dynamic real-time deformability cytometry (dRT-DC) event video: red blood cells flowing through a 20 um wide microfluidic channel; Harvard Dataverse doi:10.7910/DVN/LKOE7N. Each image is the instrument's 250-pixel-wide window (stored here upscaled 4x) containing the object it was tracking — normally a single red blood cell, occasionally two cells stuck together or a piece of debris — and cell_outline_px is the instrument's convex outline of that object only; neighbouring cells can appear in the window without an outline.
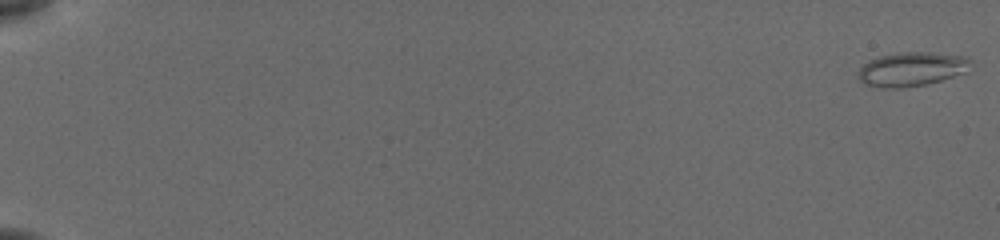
{"species": "common noctule bat (a hibernating species)", "species_latin": "Nyctalus noctula", "temperature_condition": "cold", "stored_images_in_passage": 56, "camera_frame_rate_fps": 3000, "um_per_image_px": 0.085, "animal": {"sex": "female", "body_mass_g": 19.5, "forearm_length_mm": 54.1}, "frame": {"image": 1, "passage_image": 1, "time_ms": 0.0, "image_size_px": [1000, 240], "cell_outline_px": [[964, 72], [940, 80], [924, 84], [904, 88], [880, 88], [864, 84], [856, 76], [860, 68], [864, 64], [880, 56], [908, 52], [924, 52], [960, 56], [964, 60]], "centroid_in_image_um": [77.31, 5.91], "position_along_channel_um": 7.7, "area_um2": 21.33}}
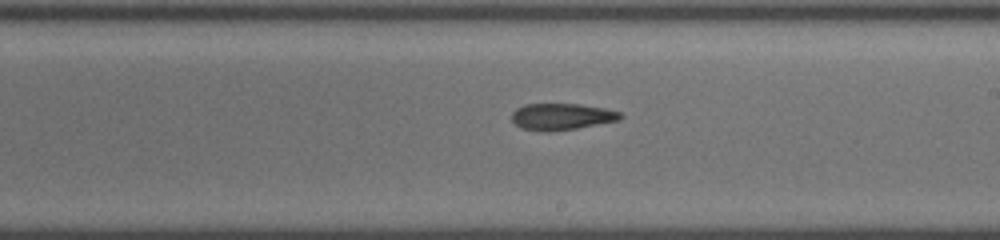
{"frame": {"image": 2, "passage_image": 35, "time_ms": 11.333, "image_size_px": [1000, 240], "cell_outline_px": [[624, 116], [616, 120], [576, 128], [552, 132], [544, 132], [520, 128], [512, 120], [512, 112], [516, 108], [524, 104], [580, 104], [604, 108], [620, 112]], "centroid_in_image_um": [47.68, 9.91], "position_along_channel_um": 241.3, "area_um2": 16.76}}
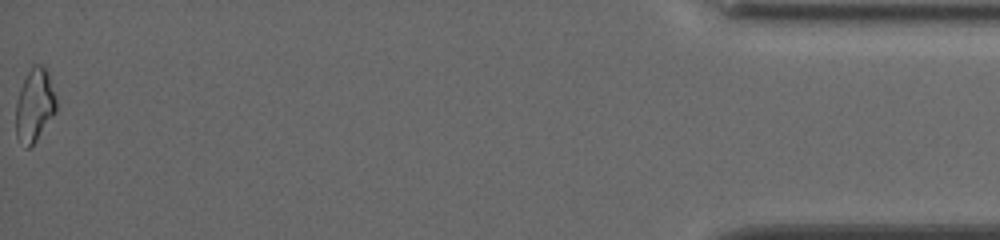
{"frame": {"image": 3, "passage_image": 56, "time_ms": 18.333, "image_size_px": [1000, 240], "cell_outline_px": [[56, 112], [36, 140], [28, 148], [16, 136], [16, 104], [20, 88], [32, 64], [40, 64], [44, 68], [48, 76], [56, 96]], "centroid_in_image_um": [2.94, 8.94], "position_along_channel_um": 432.3, "area_um2": 16.82}, "authors_computed_cell_mechanics": {"area_um2": 17.1666, "velocity_mm_per_s": 3.8844, "shape_relaxation_time_tau1_ms": null, "shape_relaxation_time_tau2_ms": 5.7804, "deformation_change_tau1": null, "deformation_change_tau2": 0.1459}}